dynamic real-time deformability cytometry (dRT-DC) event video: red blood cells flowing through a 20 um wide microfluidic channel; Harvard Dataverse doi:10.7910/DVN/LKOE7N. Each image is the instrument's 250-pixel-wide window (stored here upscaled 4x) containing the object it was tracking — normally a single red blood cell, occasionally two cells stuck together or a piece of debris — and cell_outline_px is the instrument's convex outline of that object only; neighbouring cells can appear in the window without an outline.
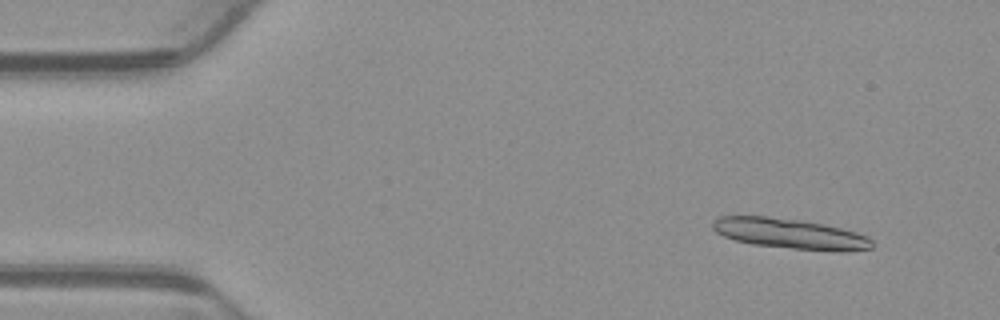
{"species": "common noctule bat (a hibernating species)", "species_latin": "Nyctalus noctula", "temperature_condition": "warm", "stored_images_in_passage": 12, "camera_frame_rate_fps": 3000, "um_per_image_px": 0.085, "animal": {"sex": "male", "body_mass_g": 23.1, "forearm_length_mm": 52.7}, "frame": {"image": 1, "passage_image": 3, "time_ms": 0.667, "image_size_px": [1000, 320], "cell_outline_px": [[872, 248], [844, 252], [840, 252], [792, 248], [752, 244], [736, 240], [724, 236], [716, 232], [712, 228], [712, 220], [720, 216], [768, 216], [800, 220], [824, 224], [856, 232], [868, 236], [872, 240]], "centroid_in_image_um": [67.16, 19.86], "position_along_channel_um": 17.8, "area_um2": 28.15}}